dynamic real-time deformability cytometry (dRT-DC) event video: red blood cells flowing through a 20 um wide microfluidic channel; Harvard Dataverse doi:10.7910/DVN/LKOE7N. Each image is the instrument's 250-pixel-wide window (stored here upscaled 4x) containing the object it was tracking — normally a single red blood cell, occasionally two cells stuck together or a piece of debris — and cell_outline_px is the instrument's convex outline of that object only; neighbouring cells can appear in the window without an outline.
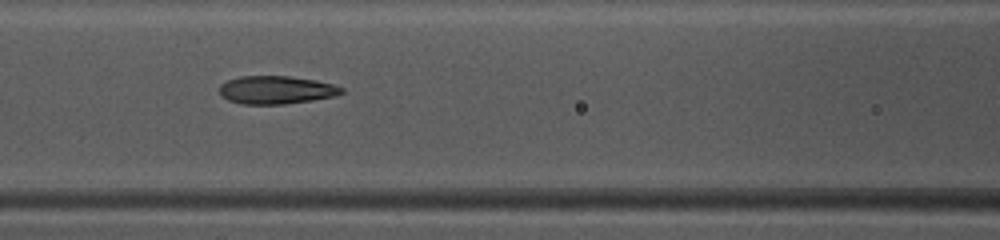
{"species": "common noctule bat (a hibernating species)", "species_latin": "Nyctalus noctula", "temperature_condition": "warm", "stored_images_in_passage": 22, "camera_frame_rate_fps": 3000, "um_per_image_px": 0.085, "animal": {"sex": "female", "body_mass_g": 10.0, "forearm_length_mm": 53.1}, "frame": {"image": 1, "passage_image": 10, "time_ms": 3.0, "image_size_px": [1000, 240], "cell_outline_px": [[344, 92], [336, 96], [312, 100], [284, 104], [240, 104], [228, 100], [220, 96], [220, 84], [228, 80], [240, 76], [288, 76], [316, 80], [332, 84], [344, 88]], "centroid_in_image_um": [23.47, 7.64], "position_along_channel_um": 143.1, "area_um2": 20.06}}
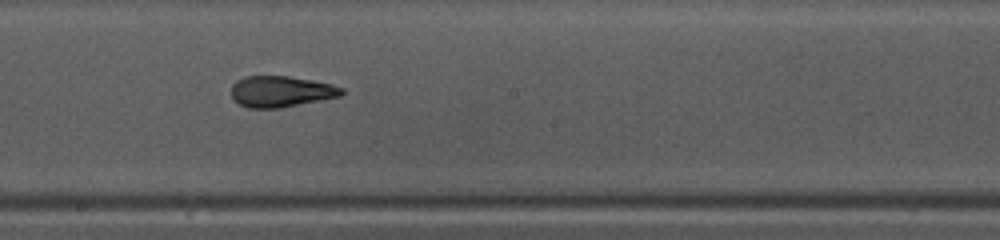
{"frame": {"image": 2, "passage_image": 16, "time_ms": 5.0, "image_size_px": [1000, 240], "cell_outline_px": [[344, 92], [340, 96], [280, 108], [248, 108], [232, 100], [232, 84], [236, 80], [244, 76], [288, 76], [312, 80], [332, 84], [344, 88]], "centroid_in_image_um": [23.86, 7.77], "position_along_channel_um": 224.3, "area_um2": 20.06}}
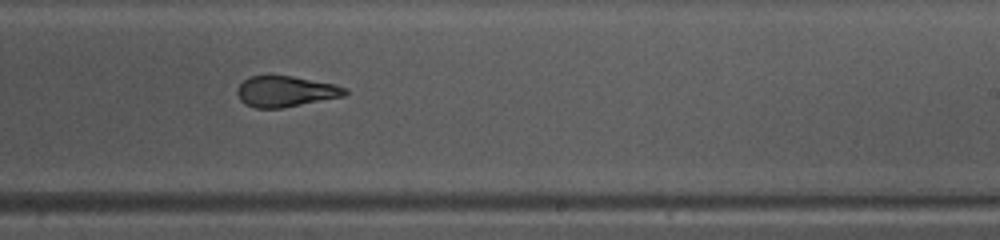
{"frame": {"image": 3, "passage_image": 19, "time_ms": 6.0, "image_size_px": [1000, 240], "cell_outline_px": [[348, 92], [344, 96], [280, 108], [256, 108], [244, 104], [240, 100], [236, 92], [236, 88], [248, 76], [292, 76], [336, 84], [348, 88]], "centroid_in_image_um": [24.27, 7.77], "position_along_channel_um": 264.7, "area_um2": 19.36}}